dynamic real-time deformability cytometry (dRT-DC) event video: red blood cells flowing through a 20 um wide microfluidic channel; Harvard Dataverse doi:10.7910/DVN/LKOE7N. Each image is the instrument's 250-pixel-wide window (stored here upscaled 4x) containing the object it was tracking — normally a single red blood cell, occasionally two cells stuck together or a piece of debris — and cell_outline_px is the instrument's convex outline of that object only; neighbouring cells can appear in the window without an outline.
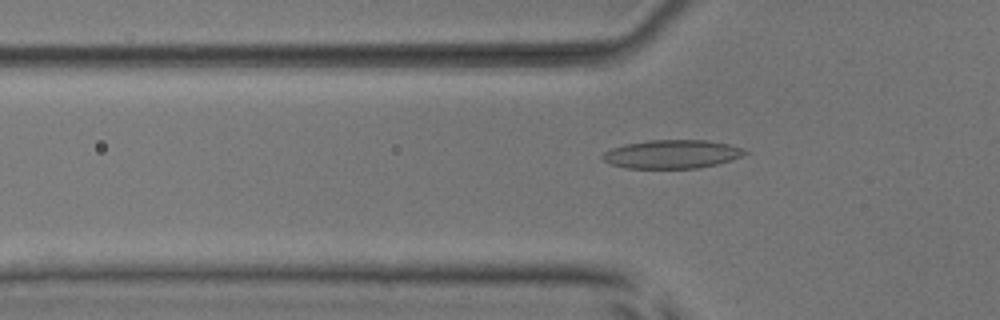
{"species": "common noctule bat (a hibernating species)", "species_latin": "Nyctalus noctula", "temperature_condition": "room temperature", "stored_images_in_passage": 53, "camera_frame_rate_fps": 3000, "um_per_image_px": 0.085, "animal": {"sex": "male", "body_mass_g": 17.9, "forearm_length_mm": 54.2}, "frame": {"image": 1, "passage_image": 18, "time_ms": 5.667, "image_size_px": [1000, 320], "cell_outline_px": [[748, 152], [740, 156], [716, 164], [696, 168], [628, 168], [608, 164], [600, 156], [604, 152], [612, 148], [624, 144], [648, 140], [704, 140], [728, 144], [744, 148]], "centroid_in_image_um": [57.06, 13.1], "position_along_channel_um": 68.7, "area_um2": 23.52}}
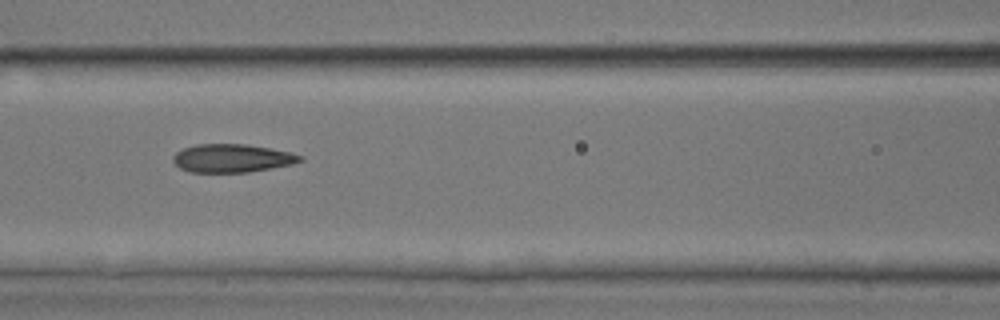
{"frame": {"image": 2, "passage_image": 24, "time_ms": 7.667, "image_size_px": [1000, 320], "cell_outline_px": [[304, 160], [292, 164], [272, 168], [248, 172], [192, 172], [180, 168], [172, 160], [172, 156], [176, 152], [184, 148], [196, 144], [248, 144], [292, 152], [304, 156]], "centroid_in_image_um": [19.76, 13.44], "position_along_channel_um": 146.8, "area_um2": 21.04}}
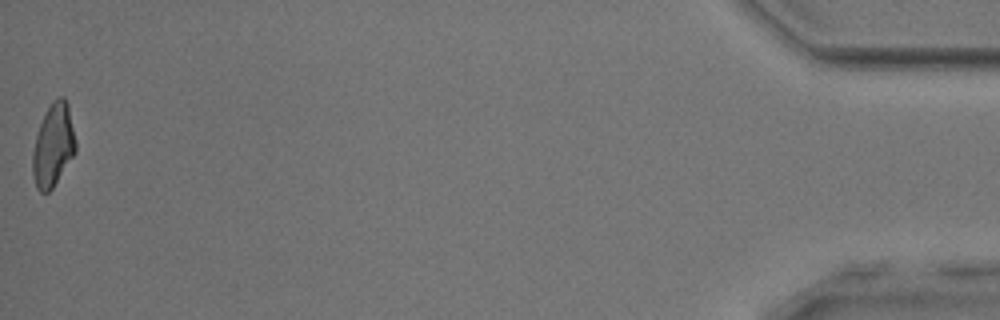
{"frame": {"image": 3, "passage_image": 53, "time_ms": 17.333, "image_size_px": [1000, 320], "cell_outline_px": [[76, 152], [52, 188], [48, 192], [40, 192], [36, 188], [32, 172], [32, 152], [36, 136], [40, 124], [52, 100], [60, 96], [64, 96], [68, 104], [76, 140]], "centroid_in_image_um": [4.53, 12.34], "position_along_channel_um": 430.7, "area_um2": 20.75}, "authors_computed_cell_mechanics": {"area_um2": 21.4438, "velocity_mm_per_s": 3.925, "shape_relaxation_time_tau1_ms": null, "shape_relaxation_time_tau2_ms": 1.7859, "deformation_change_tau1": null, "deformation_change_tau2": 0.0843}}